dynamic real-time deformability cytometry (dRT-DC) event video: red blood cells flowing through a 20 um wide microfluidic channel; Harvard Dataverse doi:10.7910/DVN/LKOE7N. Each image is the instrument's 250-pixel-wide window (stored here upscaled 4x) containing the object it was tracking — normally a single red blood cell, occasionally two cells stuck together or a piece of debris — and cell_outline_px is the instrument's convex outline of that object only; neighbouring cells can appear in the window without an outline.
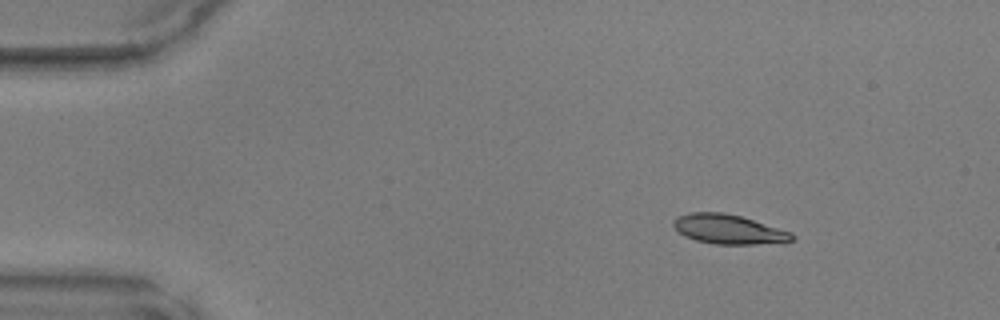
{"species": "common noctule bat (a hibernating species)", "species_latin": "Nyctalus noctula", "temperature_condition": "warm", "stored_images_in_passage": 43, "camera_frame_rate_fps": 3000, "um_per_image_px": 0.085, "animal": {"sex": "male", "body_mass_g": 17.9, "forearm_length_mm": 54.2}, "frame": {"image": 1, "passage_image": 1, "time_ms": 0.0, "image_size_px": [1000, 320], "cell_outline_px": [[796, 236], [792, 240], [784, 244], [716, 244], [696, 240], [684, 236], [672, 224], [672, 220], [676, 216], [688, 212], [724, 212], [740, 216], [792, 232]], "centroid_in_image_um": [61.96, 19.49], "position_along_channel_um": 23.0, "area_um2": 20.63}}
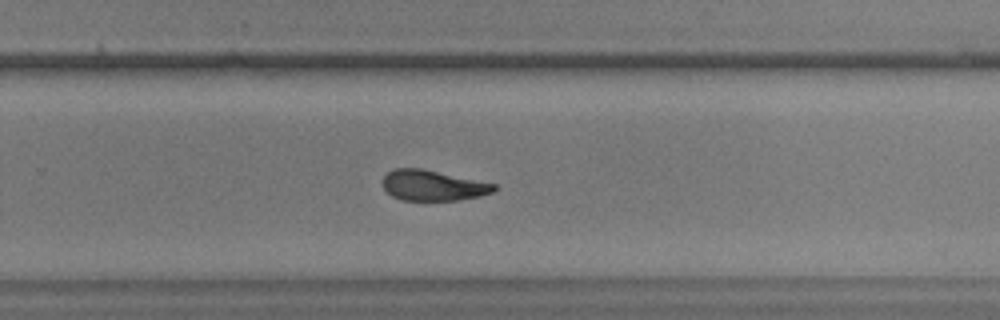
{"frame": {"image": 2, "passage_image": 26, "time_ms": 8.333, "image_size_px": [1000, 320], "cell_outline_px": [[500, 188], [492, 192], [480, 196], [456, 200], [404, 200], [392, 196], [384, 188], [384, 176], [392, 168], [420, 168], [496, 184]], "centroid_in_image_um": [36.81, 15.76], "position_along_channel_um": 293.0, "area_um2": 19.59}}
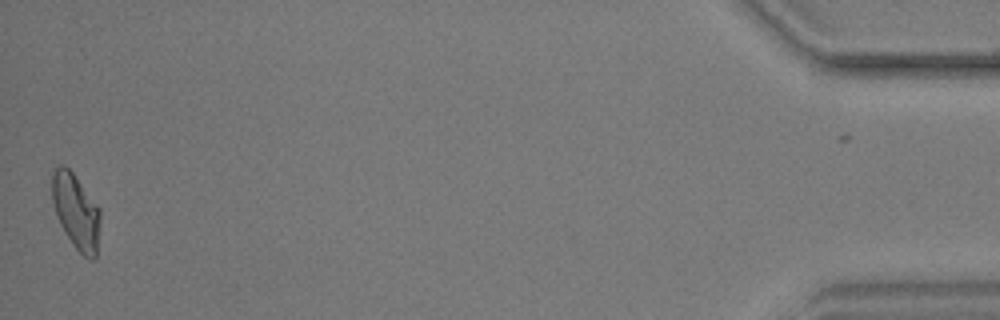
{"frame": {"image": 3, "passage_image": 42, "time_ms": 13.667, "image_size_px": [1000, 320], "cell_outline_px": [[100, 220], [96, 260], [92, 260], [84, 256], [72, 244], [60, 224], [56, 216], [52, 200], [52, 176], [56, 168], [60, 164], [64, 164], [72, 172], [100, 208]], "centroid_in_image_um": [6.47, 17.99], "position_along_channel_um": 428.7, "area_um2": 21.04}}